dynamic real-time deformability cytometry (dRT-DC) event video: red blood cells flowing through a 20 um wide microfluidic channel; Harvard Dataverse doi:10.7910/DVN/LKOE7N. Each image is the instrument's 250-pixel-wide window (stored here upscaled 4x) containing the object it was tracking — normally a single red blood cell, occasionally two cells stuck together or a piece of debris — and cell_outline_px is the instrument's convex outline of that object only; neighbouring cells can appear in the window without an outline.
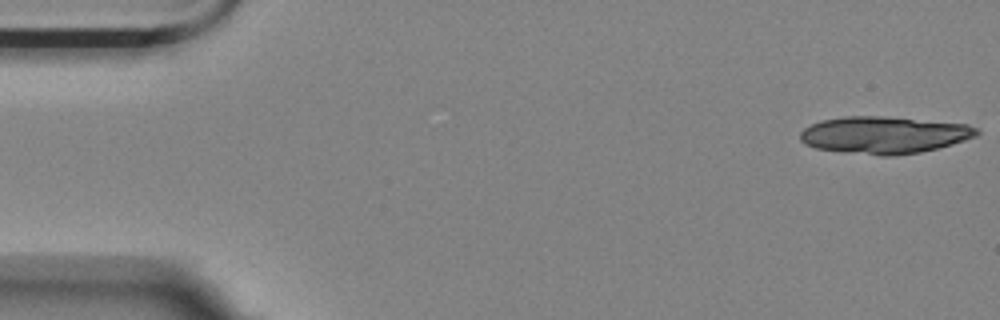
{"species": "Egyptian fruit bat (a non-hibernating species)", "species_latin": "Rousettus aegyptiacus", "temperature_condition": "room temperature", "stored_images_in_passage": 6, "segment_of_instrument_passage": [1, 2], "camera_frame_rate_fps": 3000, "um_per_image_px": 0.085, "animal": {"sex": "female"}, "frame": {"image": 1, "passage_image": 1, "time_ms": 0.0, "image_size_px": [1000, 320], "cell_outline_px": [[980, 132], [976, 136], [952, 144], [920, 152], [892, 156], [884, 156], [844, 152], [816, 148], [804, 144], [800, 140], [800, 132], [804, 128], [812, 124], [824, 120], [844, 116], [880, 116], [968, 124], [976, 128]], "centroid_in_image_um": [75.13, 11.47], "position_along_channel_um": 9.9, "area_um2": 37.97}}